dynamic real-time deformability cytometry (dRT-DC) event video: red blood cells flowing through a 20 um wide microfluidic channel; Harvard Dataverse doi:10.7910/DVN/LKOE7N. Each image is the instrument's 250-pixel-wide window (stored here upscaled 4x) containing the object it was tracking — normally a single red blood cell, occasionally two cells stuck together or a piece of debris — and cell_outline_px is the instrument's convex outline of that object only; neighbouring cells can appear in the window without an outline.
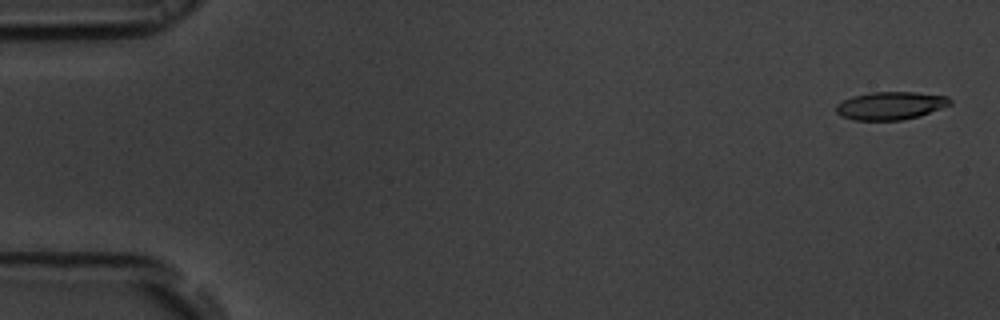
{"species": "common noctule bat (a hibernating species)", "species_latin": "Nyctalus noctula", "temperature_condition": "room temperature", "stored_images_in_passage": 56, "camera_frame_rate_fps": 3000, "um_per_image_px": 0.085, "animal": {"sex": "male", "body_mass_g": 19.5, "forearm_length_mm": 54.6}, "frame": {"image": 1, "passage_image": 2, "time_ms": 0.333, "image_size_px": [1000, 320], "cell_outline_px": [[952, 104], [920, 116], [900, 120], [856, 120], [840, 116], [836, 112], [836, 104], [852, 96], [872, 92], [916, 92], [948, 96], [952, 100]], "centroid_in_image_um": [75.71, 8.98], "position_along_channel_um": 9.3, "area_um2": 18.61}}
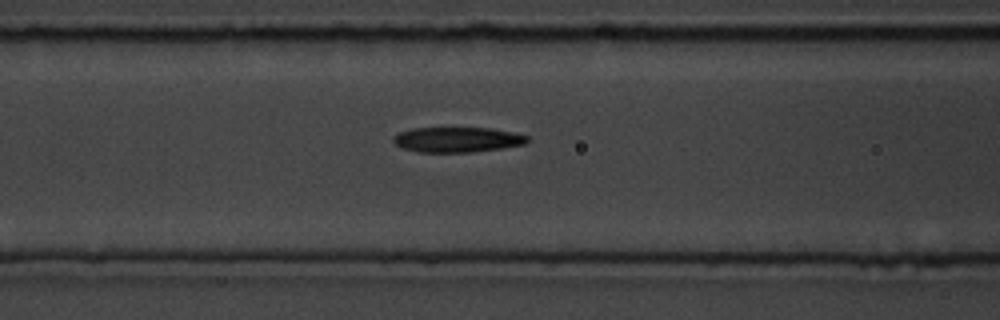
{"frame": {"image": 2, "passage_image": 23, "time_ms": 7.333, "image_size_px": [1000, 320], "cell_outline_px": [[528, 140], [524, 144], [500, 148], [472, 152], [416, 152], [404, 148], [396, 144], [392, 140], [392, 136], [400, 132], [412, 128], [492, 128], [512, 132], [528, 136]], "centroid_in_image_um": [38.83, 11.86], "position_along_channel_um": 127.8, "area_um2": 19.54}}
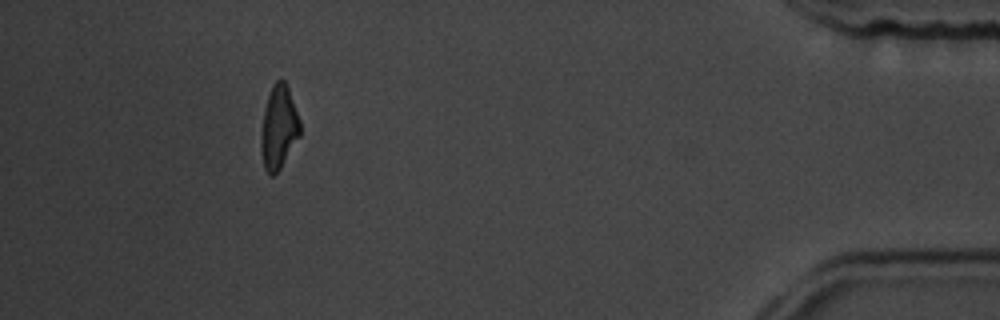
{"frame": {"image": 3, "passage_image": 51, "time_ms": 16.667, "image_size_px": [1000, 320], "cell_outline_px": [[300, 136], [280, 168], [272, 176], [268, 176], [264, 168], [260, 148], [260, 136], [264, 108], [272, 84], [276, 80], [284, 80], [288, 88], [300, 120]], "centroid_in_image_um": [23.67, 10.85], "position_along_channel_um": 411.5, "area_um2": 19.02}, "authors_computed_cell_mechanics": {"area_um2": 19.9988, "velocity_mm_per_s": 3.6882, "shape_relaxation_time_tau1_ms": 4.5989, "shape_relaxation_time_tau2_ms": 2.9201, "deformation_change_tau1": 0.1686, "deformation_change_tau2": 0.1254}}